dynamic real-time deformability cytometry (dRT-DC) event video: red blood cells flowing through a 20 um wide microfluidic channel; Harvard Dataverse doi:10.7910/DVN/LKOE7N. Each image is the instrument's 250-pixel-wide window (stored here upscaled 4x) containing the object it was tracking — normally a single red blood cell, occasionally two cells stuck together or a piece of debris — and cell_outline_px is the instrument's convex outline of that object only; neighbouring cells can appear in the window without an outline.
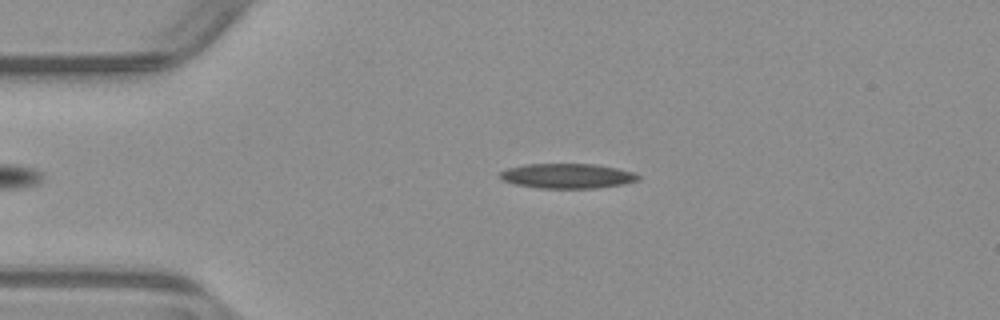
{"species": "common noctule bat (a hibernating species)", "species_latin": "Nyctalus noctula", "temperature_condition": "warm", "stored_images_in_passage": 49, "camera_frame_rate_fps": 3000, "um_per_image_px": 0.085, "animal": {"sex": "male", "body_mass_g": 23.1, "forearm_length_mm": 52.7}, "frame": {"image": 1, "passage_image": 11, "time_ms": 3.333, "image_size_px": [1000, 320], "cell_outline_px": [[640, 180], [624, 184], [596, 188], [540, 188], [516, 184], [504, 180], [500, 176], [500, 172], [508, 168], [528, 164], [592, 164], [616, 168], [632, 172], [640, 176]], "centroid_in_image_um": [48.26, 14.96], "position_along_channel_um": 36.7, "area_um2": 19.77}}
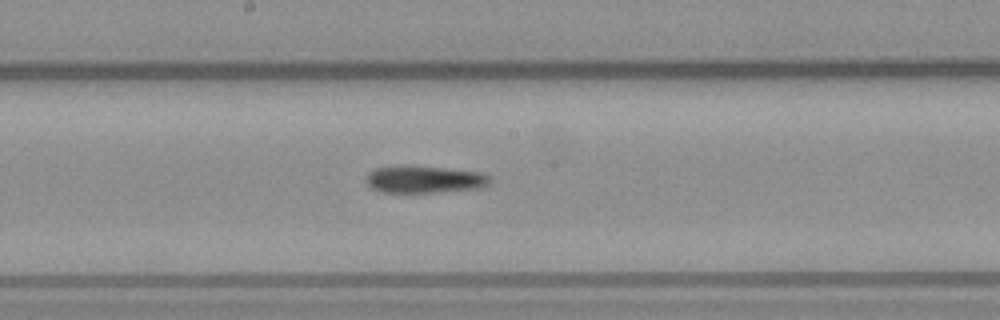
{"frame": {"image": 2, "passage_image": 27, "time_ms": 8.667, "image_size_px": [1000, 320], "cell_outline_px": [[492, 180], [484, 188], [436, 192], [380, 192], [372, 188], [364, 180], [368, 172], [376, 168], [404, 164], [412, 164], [480, 172], [488, 176]], "centroid_in_image_um": [36.05, 15.23], "position_along_channel_um": 212.2, "area_um2": 20.11}}
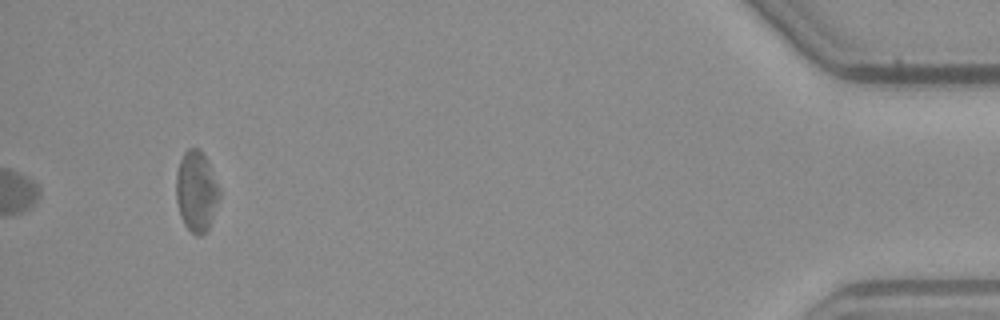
{"frame": {"image": 3, "passage_image": 49, "time_ms": 16.0, "image_size_px": [1000, 320], "cell_outline_px": [[220, 196], [208, 228], [200, 236], [196, 236], [184, 224], [180, 216], [176, 200], [176, 172], [180, 160], [184, 152], [188, 148], [200, 148], [208, 164], [220, 192]], "centroid_in_image_um": [16.66, 16.26], "position_along_channel_um": 418.5, "area_um2": 20.0}}